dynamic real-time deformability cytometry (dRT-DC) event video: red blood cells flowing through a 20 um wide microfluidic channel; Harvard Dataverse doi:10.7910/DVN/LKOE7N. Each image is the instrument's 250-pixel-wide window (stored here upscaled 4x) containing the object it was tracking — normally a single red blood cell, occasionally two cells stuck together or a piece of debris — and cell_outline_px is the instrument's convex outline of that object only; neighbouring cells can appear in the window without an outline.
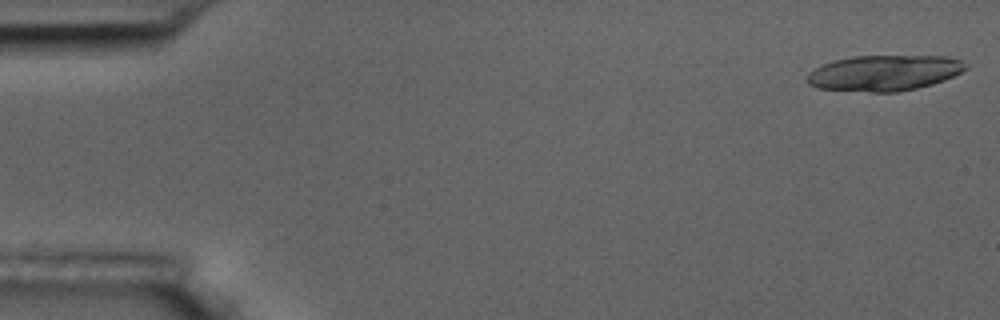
{"species": "common noctule bat (a hibernating species)", "species_latin": "Nyctalus noctula", "temperature_condition": "room temperature", "stored_images_in_passage": 19, "camera_frame_rate_fps": 3000, "um_per_image_px": 0.085, "animal": {"sex": "male", "body_mass_g": 17.5, "forearm_length_mm": 52.3}, "frame": {"image": 1, "passage_image": 1, "time_ms": 0.0, "image_size_px": [1000, 320], "cell_outline_px": [[968, 68], [944, 80], [932, 84], [916, 88], [896, 92], [868, 92], [816, 88], [808, 84], [808, 72], [824, 64], [836, 60], [852, 56], [948, 56], [960, 60], [968, 64]], "centroid_in_image_um": [75.17, 6.2], "position_along_channel_um": 9.8, "area_um2": 32.89}}